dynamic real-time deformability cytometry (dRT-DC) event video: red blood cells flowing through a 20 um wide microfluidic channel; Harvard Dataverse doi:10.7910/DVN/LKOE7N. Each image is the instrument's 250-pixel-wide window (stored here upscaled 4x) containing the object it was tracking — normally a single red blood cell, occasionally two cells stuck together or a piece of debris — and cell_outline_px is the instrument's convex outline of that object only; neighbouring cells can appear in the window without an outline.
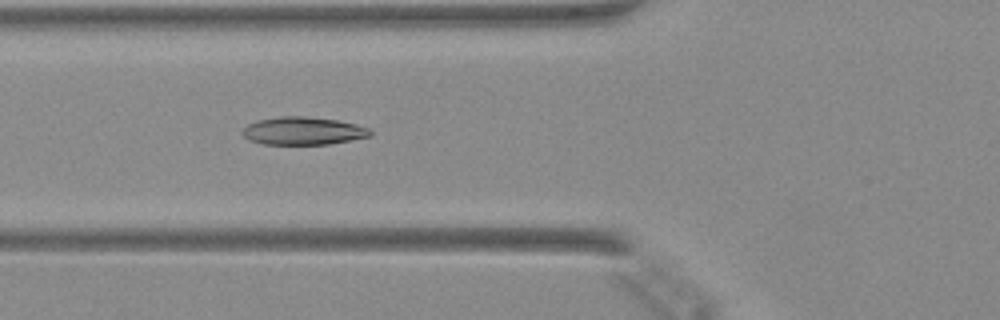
{"species": "Egyptian fruit bat (a non-hibernating species)", "species_latin": "Rousettus aegyptiacus", "temperature_condition": "warm", "stored_images_in_passage": 28, "camera_frame_rate_fps": 3000, "um_per_image_px": 0.085, "animal": {"sex": "female"}, "frame": {"image": 1, "passage_image": 4, "time_ms": 1.0, "image_size_px": [1000, 320], "cell_outline_px": [[372, 132], [368, 136], [328, 144], [264, 144], [248, 140], [240, 132], [248, 124], [260, 120], [280, 116], [304, 116], [336, 120], [368, 128]], "centroid_in_image_um": [25.69, 11.13], "position_along_channel_um": 100.1, "area_um2": 20.35}}
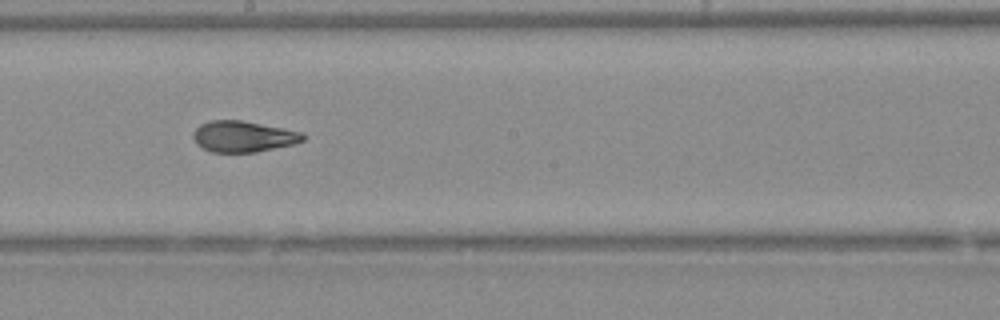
{"frame": {"image": 2, "passage_image": 13, "time_ms": 4.0, "image_size_px": [1000, 320], "cell_outline_px": [[304, 140], [292, 144], [256, 152], [212, 152], [204, 148], [192, 136], [196, 128], [200, 124], [212, 120], [240, 120], [284, 128], [304, 132]], "centroid_in_image_um": [20.7, 11.59], "position_along_channel_um": 227.5, "area_um2": 19.59}}
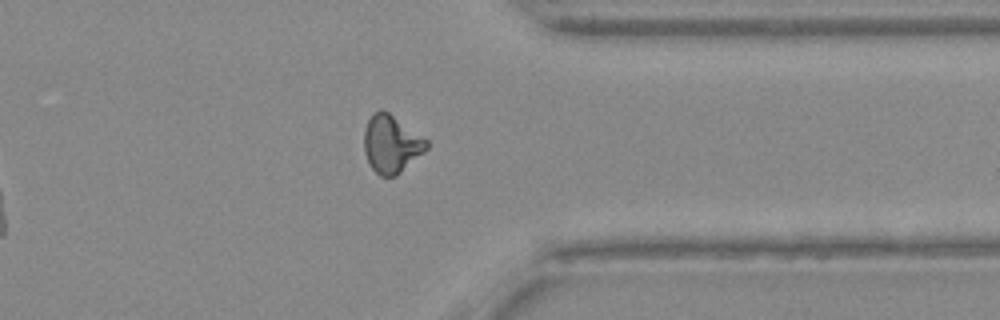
{"frame": {"image": 3, "passage_image": 24, "time_ms": 7.667, "image_size_px": [1000, 320], "cell_outline_px": [[428, 148], [424, 152], [396, 176], [380, 176], [372, 168], [364, 152], [364, 132], [368, 120], [372, 112], [380, 108], [388, 112], [428, 140]], "centroid_in_image_um": [33.25, 12.23], "position_along_channel_um": 378.1, "area_um2": 20.92}}